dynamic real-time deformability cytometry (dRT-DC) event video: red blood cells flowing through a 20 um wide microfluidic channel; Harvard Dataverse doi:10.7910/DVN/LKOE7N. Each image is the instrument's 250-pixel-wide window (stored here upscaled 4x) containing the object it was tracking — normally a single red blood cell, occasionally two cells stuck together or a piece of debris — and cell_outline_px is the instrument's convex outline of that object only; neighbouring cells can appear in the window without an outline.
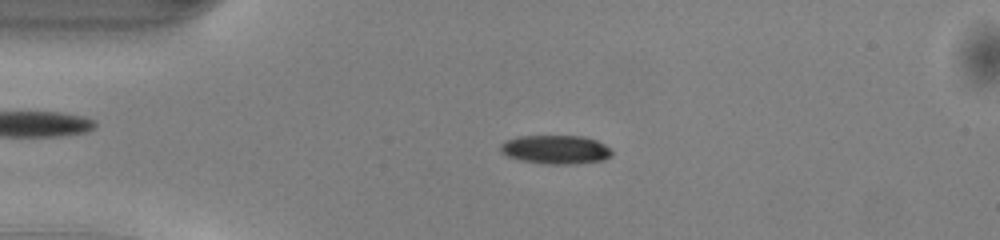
{"species": "common noctule bat (a hibernating species)", "species_latin": "Nyctalus noctula", "temperature_condition": "warm", "stored_images_in_passage": 50, "camera_frame_rate_fps": 3000, "um_per_image_px": 0.085, "animal": {"sex": "male", "body_mass_g": 13.0, "forearm_length_mm": 53.1}, "frame": {"image": 1, "passage_image": 11, "time_ms": 3.333, "image_size_px": [1000, 240], "cell_outline_px": [[612, 156], [604, 160], [576, 164], [544, 164], [520, 160], [508, 156], [500, 152], [500, 144], [504, 140], [516, 136], [584, 136], [596, 140], [612, 148]], "centroid_in_image_um": [47.23, 12.71], "position_along_channel_um": 37.8, "area_um2": 19.02}}
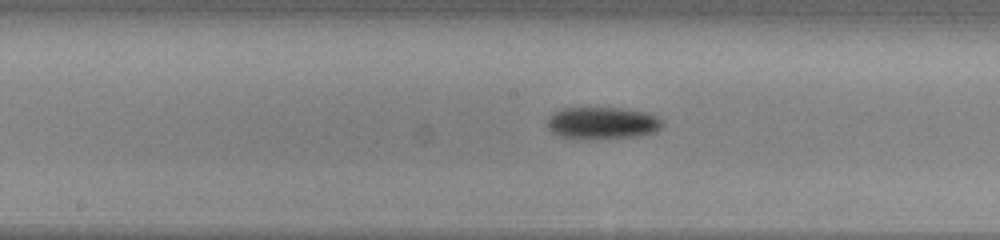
{"frame": {"image": 2, "passage_image": 25, "time_ms": 8.0, "image_size_px": [1000, 240], "cell_outline_px": [[664, 124], [656, 132], [640, 136], [592, 140], [576, 140], [560, 136], [552, 132], [548, 128], [548, 116], [552, 112], [564, 108], [620, 108], [648, 112], [660, 116], [664, 120]], "centroid_in_image_um": [51.23, 10.48], "position_along_channel_um": 197.0, "area_um2": 22.31}}
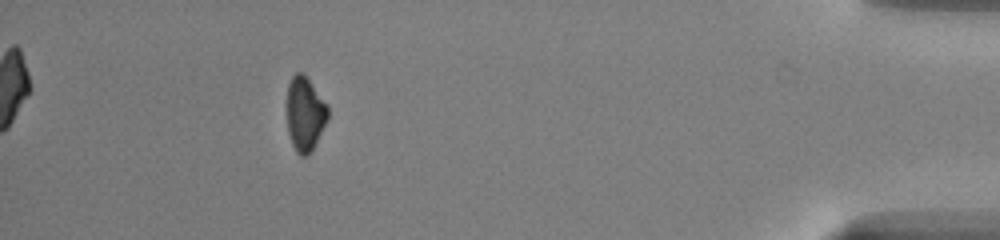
{"frame": {"image": 3, "passage_image": 45, "time_ms": 14.667, "image_size_px": [1000, 240], "cell_outline_px": [[328, 120], [308, 156], [300, 156], [296, 152], [292, 144], [288, 132], [288, 84], [292, 76], [296, 72], [300, 72], [308, 80], [328, 104]], "centroid_in_image_um": [25.94, 9.71], "position_along_channel_um": 409.3, "area_um2": 17.46}, "authors_computed_cell_mechanics": {"area_um2": 19.2474, "velocity_mm_per_s": 4.0952, "shape_relaxation_time_tau1_ms": 1.9907, "shape_relaxation_time_tau2_ms": null, "deformation_change_tau1": 0.105, "deformation_change_tau2": null}}